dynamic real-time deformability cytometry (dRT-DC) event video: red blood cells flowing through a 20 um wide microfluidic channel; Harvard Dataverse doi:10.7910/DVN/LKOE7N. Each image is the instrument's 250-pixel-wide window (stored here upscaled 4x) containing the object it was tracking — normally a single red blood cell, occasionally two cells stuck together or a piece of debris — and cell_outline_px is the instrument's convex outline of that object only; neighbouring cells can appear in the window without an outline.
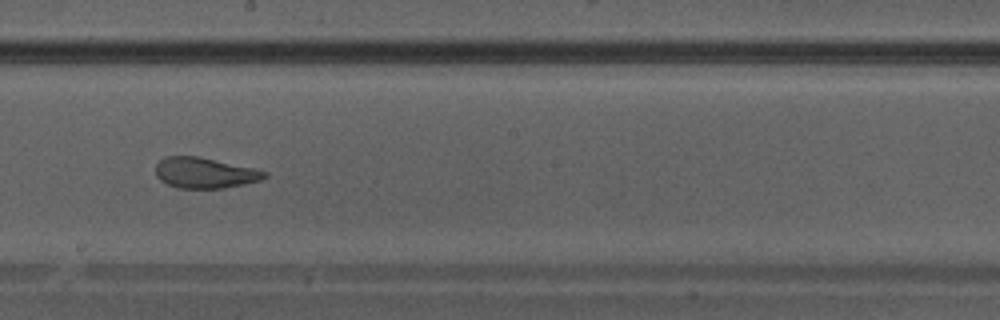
{"species": "Egyptian fruit bat (a non-hibernating species)", "species_latin": "Rousettus aegyptiacus", "temperature_condition": "warm", "stored_images_in_passage": 40, "camera_frame_rate_fps": 3000, "um_per_image_px": 0.085, "animal": {"sex": "male"}, "frame": {"image": 1, "passage_image": 23, "time_ms": 7.333, "image_size_px": [1000, 320], "cell_outline_px": [[268, 176], [260, 180], [224, 188], [180, 188], [168, 184], [160, 180], [156, 176], [156, 164], [164, 156], [200, 156], [252, 168], [268, 172]], "centroid_in_image_um": [17.38, 14.68], "position_along_channel_um": 230.8, "area_um2": 19.36}}